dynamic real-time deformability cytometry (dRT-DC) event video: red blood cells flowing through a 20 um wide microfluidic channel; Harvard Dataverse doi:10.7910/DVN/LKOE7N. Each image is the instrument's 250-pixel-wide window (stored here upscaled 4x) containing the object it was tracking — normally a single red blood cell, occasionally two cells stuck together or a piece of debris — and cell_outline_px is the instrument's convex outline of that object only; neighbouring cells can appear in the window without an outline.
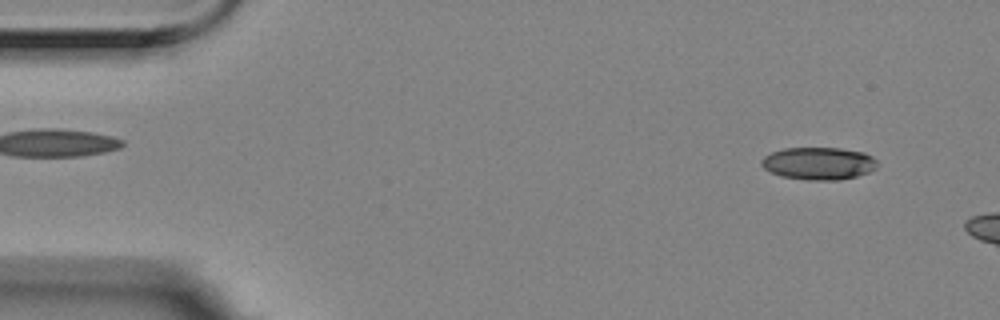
{"species": "Egyptian fruit bat (a non-hibernating species)", "species_latin": "Rousettus aegyptiacus", "temperature_condition": "room temperature", "stored_images_in_passage": 4, "camera_frame_rate_fps": 3000, "um_per_image_px": 0.085, "animal": {"sex": "female"}, "frame": {"image": 1, "passage_image": 1, "time_ms": 0.0, "image_size_px": [1000, 320], "cell_outline_px": [[876, 168], [868, 172], [856, 176], [836, 180], [808, 180], [780, 176], [764, 168], [760, 164], [760, 160], [764, 156], [772, 152], [784, 148], [840, 148], [864, 152], [872, 156], [876, 160]], "centroid_in_image_um": [69.56, 13.88], "position_along_channel_um": 15.4, "area_um2": 21.91}}